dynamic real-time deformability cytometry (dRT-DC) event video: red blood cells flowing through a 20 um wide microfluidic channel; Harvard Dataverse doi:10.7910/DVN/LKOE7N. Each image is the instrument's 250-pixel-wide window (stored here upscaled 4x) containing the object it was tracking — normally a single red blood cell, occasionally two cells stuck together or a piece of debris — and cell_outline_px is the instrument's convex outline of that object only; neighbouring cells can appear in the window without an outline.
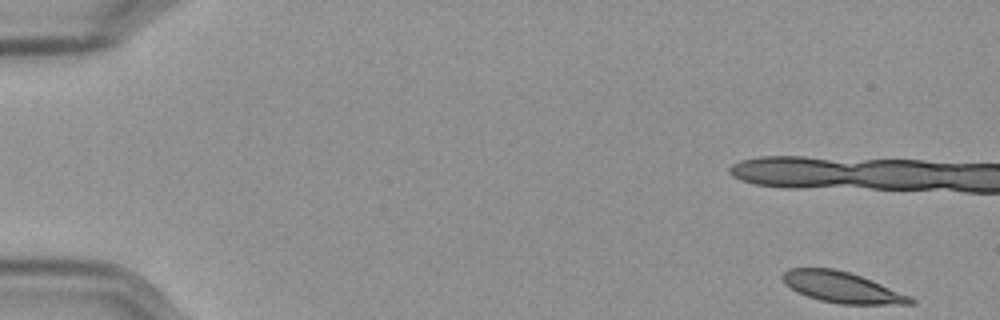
{"species": "Egyptian fruit bat (a non-hibernating species)", "species_latin": "Rousettus aegyptiacus", "temperature_condition": "cold", "stored_images_in_passage": 57, "camera_frame_rate_fps": 3000, "um_per_image_px": 0.085, "frame": {"image": 1, "passage_image": 1, "time_ms": 0.0, "image_size_px": [1000, 320], "cell_outline_px": [[916, 304], [840, 304], [820, 300], [808, 296], [784, 284], [780, 276], [788, 268], [832, 268], [848, 272], [872, 280], [912, 296], [916, 300]], "centroid_in_image_um": [71.6, 24.42], "position_along_channel_um": 13.4, "area_um2": 22.95}, "authors_computed_cell_mechanics": {"area_um2": 23.987, "velocity_mm_per_s": 3.5361, "shape_relaxation_time_tau1_ms": 5.0309, "shape_relaxation_time_tau2_ms": 4.5844, "deformation_change_tau1": 0.1285, "deformation_change_tau2": 0.0807}}